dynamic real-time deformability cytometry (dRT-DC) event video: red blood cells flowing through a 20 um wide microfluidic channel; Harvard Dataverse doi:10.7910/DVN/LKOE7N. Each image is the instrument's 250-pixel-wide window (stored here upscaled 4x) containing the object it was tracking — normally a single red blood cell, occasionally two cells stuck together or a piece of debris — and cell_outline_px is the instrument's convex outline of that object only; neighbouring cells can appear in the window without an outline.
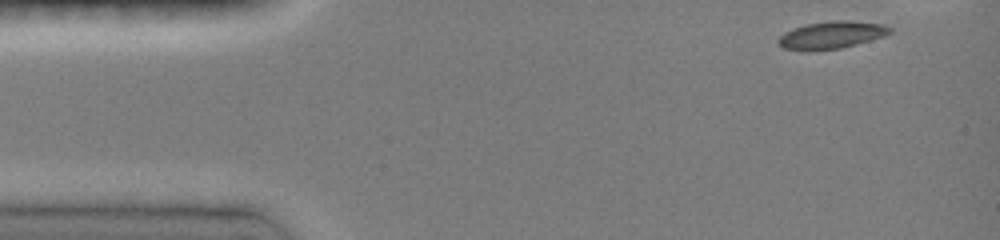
{"species": "common noctule bat (a hibernating species)", "species_latin": "Nyctalus noctula", "temperature_condition": "room temperature", "stored_images_in_passage": 8, "camera_frame_rate_fps": 3000, "um_per_image_px": 0.085, "animal": {"sex": "female", "body_mass_g": 19.0, "forearm_length_mm": 51.5}, "frame": {"image": 1, "passage_image": 1, "time_ms": 0.0, "image_size_px": [1000, 240], "cell_outline_px": [[892, 32], [884, 36], [856, 44], [840, 48], [808, 52], [800, 52], [784, 48], [776, 40], [784, 32], [792, 28], [808, 24], [832, 20], [848, 20], [884, 24], [892, 28]], "centroid_in_image_um": [70.65, 2.99], "position_along_channel_um": 14.4, "area_um2": 18.09}}